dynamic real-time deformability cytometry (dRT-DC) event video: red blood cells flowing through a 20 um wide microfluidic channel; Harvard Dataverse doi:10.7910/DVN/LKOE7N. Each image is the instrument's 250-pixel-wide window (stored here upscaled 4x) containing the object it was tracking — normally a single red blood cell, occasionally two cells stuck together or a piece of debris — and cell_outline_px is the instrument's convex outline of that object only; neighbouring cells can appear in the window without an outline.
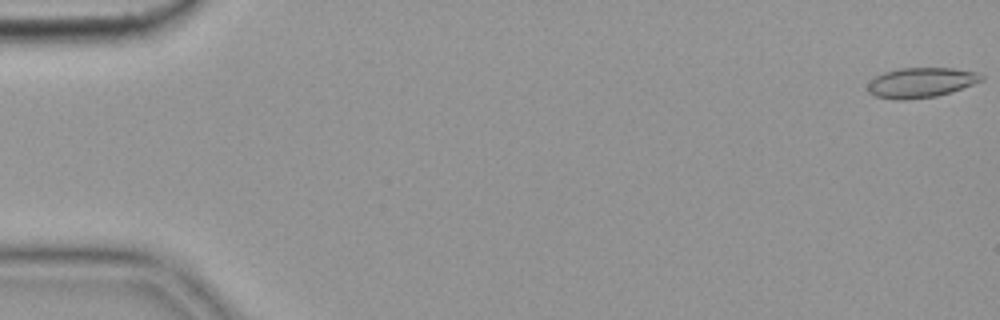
{"species": "common noctule bat (a hibernating species)", "species_latin": "Nyctalus noctula", "temperature_condition": "cold", "stored_images_in_passage": 56, "camera_frame_rate_fps": 3000, "um_per_image_px": 0.085, "animal": {"sex": "female", "body_mass_g": 19.9}, "frame": {"image": 1, "passage_image": 1, "time_ms": 0.0, "image_size_px": [1000, 320], "cell_outline_px": [[984, 80], [936, 96], [904, 100], [896, 100], [872, 96], [868, 92], [868, 84], [876, 76], [884, 72], [900, 68], [952, 68], [980, 72], [984, 76]], "centroid_in_image_um": [78.27, 7.01], "position_along_channel_um": 6.7, "area_um2": 19.83}}
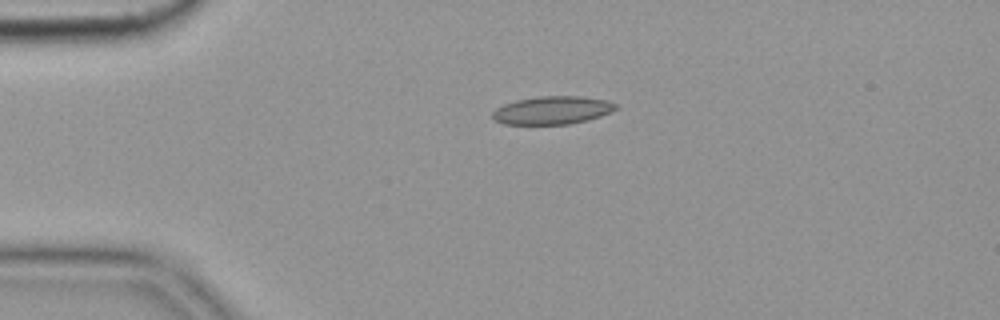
{"frame": {"image": 2, "passage_image": 13, "time_ms": 4.0, "image_size_px": [1000, 320], "cell_outline_px": [[620, 108], [612, 112], [588, 120], [568, 124], [504, 124], [492, 120], [492, 112], [496, 108], [504, 104], [516, 100], [540, 96], [580, 96], [604, 100], [616, 104]], "centroid_in_image_um": [46.94, 9.37], "position_along_channel_um": 38.1, "area_um2": 20.23}}
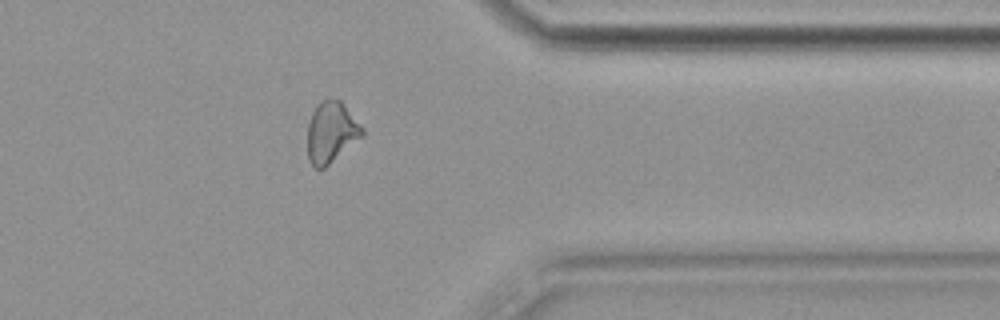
{"frame": {"image": 3, "passage_image": 45, "time_ms": 14.667, "image_size_px": [1000, 320], "cell_outline_px": [[364, 136], [324, 168], [316, 168], [308, 160], [308, 124], [312, 112], [316, 104], [320, 100], [340, 100], [344, 104], [364, 128]], "centroid_in_image_um": [28.17, 11.24], "position_along_channel_um": 383.2, "area_um2": 19.48}, "authors_computed_cell_mechanics": {"area_um2": 19.5364, "velocity_mm_per_s": 3.6368, "shape_relaxation_time_tau1_ms": null, "shape_relaxation_time_tau2_ms": 4.6643, "deformation_change_tau1": null, "deformation_change_tau2": 0.1082}}